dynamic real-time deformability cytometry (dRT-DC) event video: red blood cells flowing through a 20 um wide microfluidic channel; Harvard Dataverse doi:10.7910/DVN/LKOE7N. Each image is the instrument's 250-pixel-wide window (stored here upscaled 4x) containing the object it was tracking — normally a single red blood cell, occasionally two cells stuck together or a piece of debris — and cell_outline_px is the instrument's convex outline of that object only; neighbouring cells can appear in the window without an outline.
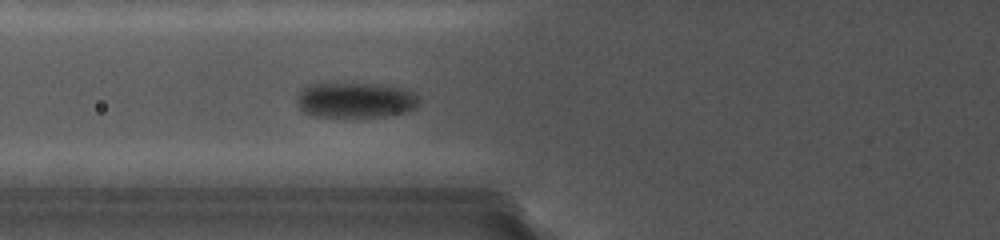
{"species": "common noctule bat (a hibernating species)", "species_latin": "Nyctalus noctula", "temperature_condition": "cold", "stored_images_in_passage": 11, "camera_frame_rate_fps": 5000, "um_per_image_px": 0.085, "animal": {"sex": "female", "body_mass_g": 19.0, "forearm_length_mm": 56.7}, "frame": {"image": 1, "passage_image": 4, "time_ms": 2.0, "image_size_px": [1000, 240], "cell_outline_px": [[420, 104], [416, 108], [404, 112], [384, 116], [312, 116], [304, 112], [296, 104], [296, 96], [300, 88], [304, 84], [328, 80], [344, 80], [380, 84], [408, 88], [416, 96]], "centroid_in_image_um": [30.11, 8.42], "position_along_channel_um": 95.7, "area_um2": 26.7}}